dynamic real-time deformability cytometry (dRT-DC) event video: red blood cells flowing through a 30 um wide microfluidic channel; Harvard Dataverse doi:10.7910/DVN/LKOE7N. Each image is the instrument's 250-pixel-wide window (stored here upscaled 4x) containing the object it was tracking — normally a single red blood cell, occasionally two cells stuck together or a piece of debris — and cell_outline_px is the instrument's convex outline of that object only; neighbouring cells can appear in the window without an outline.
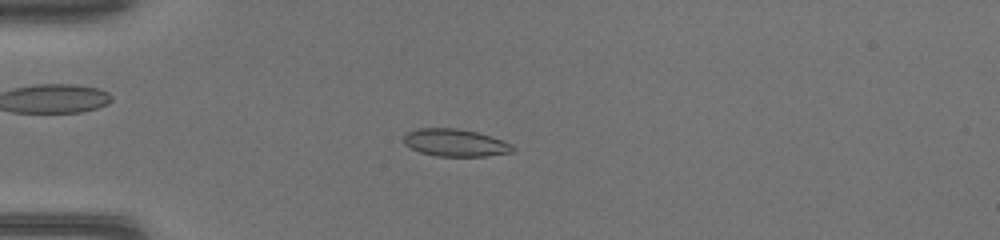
{"species": "common noctule bat (a hibernating species)", "species_latin": "Nyctalus noctula", "temperature_condition": "warm", "stored_images_in_passage": 46, "camera_frame_rate_fps": 3000, "um_per_image_px": 0.085, "animal": {"sex": "female", "body_mass_g": 17.0, "forearm_length_mm": 48.0}, "frame": {"image": 1, "passage_image": 13, "time_ms": 4.0, "image_size_px": [1000, 240], "cell_outline_px": [[516, 148], [512, 152], [484, 156], [436, 156], [420, 152], [404, 144], [404, 136], [408, 132], [420, 128], [456, 128], [476, 132], [512, 144]], "centroid_in_image_um": [38.68, 12.14], "position_along_channel_um": 46.3, "area_um2": 17.17}}
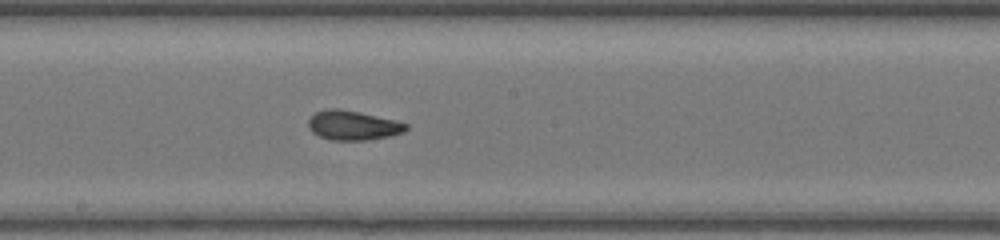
{"frame": {"image": 2, "passage_image": 26, "time_ms": 8.333, "image_size_px": [1000, 240], "cell_outline_px": [[408, 128], [404, 132], [388, 136], [368, 140], [332, 140], [320, 136], [312, 132], [308, 128], [308, 120], [316, 112], [328, 108], [340, 108], [360, 112], [396, 120], [408, 124]], "centroid_in_image_um": [30.0, 10.65], "position_along_channel_um": 218.2, "area_um2": 16.82}}
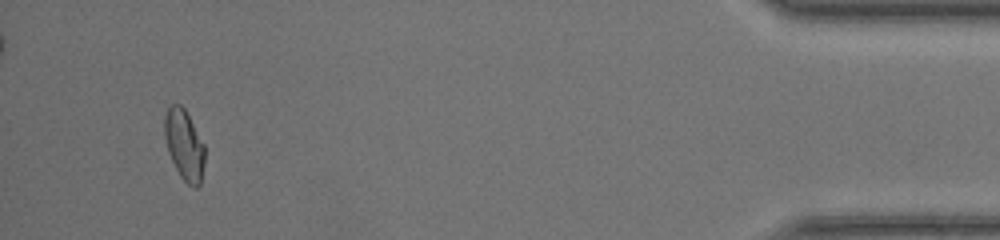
{"frame": {"image": 3, "passage_image": 44, "time_ms": 14.333, "image_size_px": [1000, 240], "cell_outline_px": [[204, 164], [200, 184], [196, 188], [192, 188], [180, 176], [168, 152], [164, 136], [164, 116], [168, 108], [172, 104], [180, 104], [184, 108], [204, 144]], "centroid_in_image_um": [15.65, 12.32], "position_along_channel_um": 419.5, "area_um2": 16.42}}